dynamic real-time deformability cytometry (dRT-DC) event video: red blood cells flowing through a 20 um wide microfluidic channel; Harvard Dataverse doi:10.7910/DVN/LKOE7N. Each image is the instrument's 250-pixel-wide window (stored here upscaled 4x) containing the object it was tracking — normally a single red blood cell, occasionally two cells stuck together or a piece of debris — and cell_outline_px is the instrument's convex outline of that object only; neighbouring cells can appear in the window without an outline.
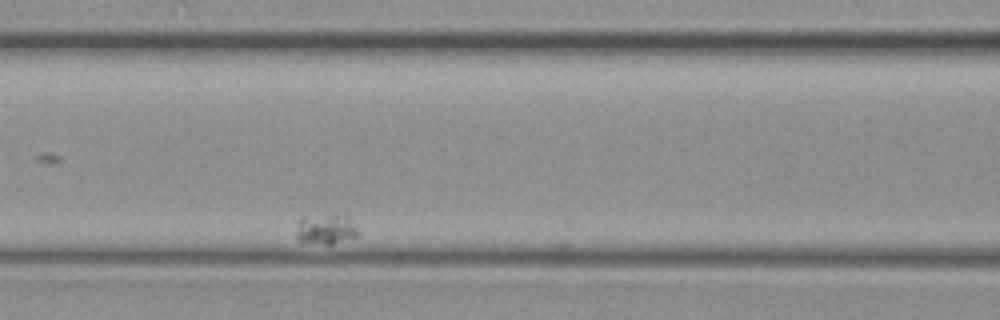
{"species": "common noctule bat (a hibernating species)", "species_latin": "Nyctalus noctula", "temperature_condition": "warm", "stored_images_in_passage": 65, "camera_frame_rate_fps": 3000, "um_per_image_px": 0.085, "animal": {"sex": "female", "body_mass_g": 19.3, "forearm_length_mm": 54.1}, "frame": {"image": 1, "passage_image": 31, "time_ms": 10.0, "image_size_px": [1000, 320], "cell_outline_px": [[360, 232], [356, 236], [332, 244], [324, 244], [300, 240], [296, 236], [296, 232], [300, 220], [304, 216], [348, 216]], "centroid_in_image_um": [27.72, 19.49], "position_along_channel_um": 138.9, "area_um2": 10.4}}
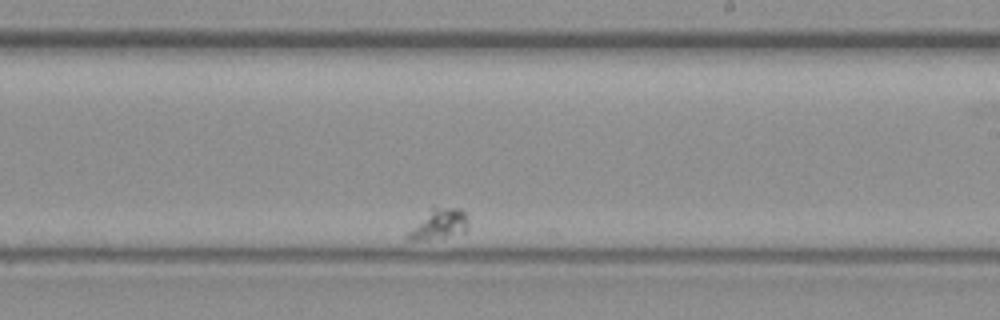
{"frame": {"image": 2, "passage_image": 48, "time_ms": 15.667, "image_size_px": [1000, 320], "cell_outline_px": [[468, 228], [464, 232], [428, 240], [408, 240], [404, 236], [432, 204], [460, 208], [468, 212]], "centroid_in_image_um": [37.32, 18.98], "position_along_channel_um": 251.7, "area_um2": 11.27}}
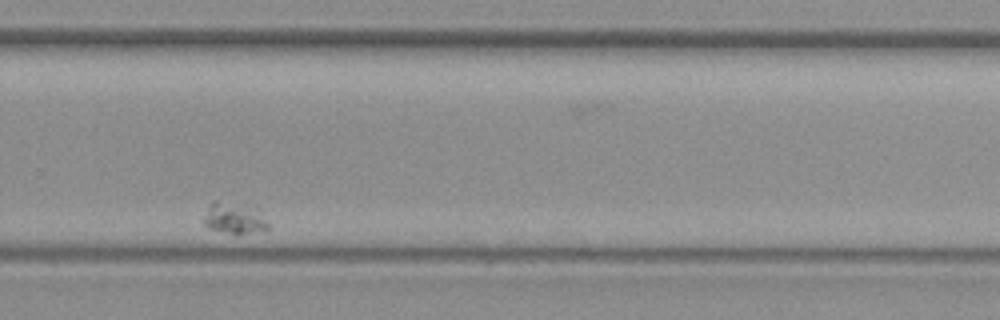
{"frame": {"image": 3, "passage_image": 56, "time_ms": 18.333, "image_size_px": [1000, 320], "cell_outline_px": [[268, 228], [248, 232], [232, 232], [208, 228], [204, 224], [204, 220], [208, 208], [216, 200], [260, 208], [268, 224]], "centroid_in_image_um": [19.94, 18.5], "position_along_channel_um": 309.9, "area_um2": 11.16}}